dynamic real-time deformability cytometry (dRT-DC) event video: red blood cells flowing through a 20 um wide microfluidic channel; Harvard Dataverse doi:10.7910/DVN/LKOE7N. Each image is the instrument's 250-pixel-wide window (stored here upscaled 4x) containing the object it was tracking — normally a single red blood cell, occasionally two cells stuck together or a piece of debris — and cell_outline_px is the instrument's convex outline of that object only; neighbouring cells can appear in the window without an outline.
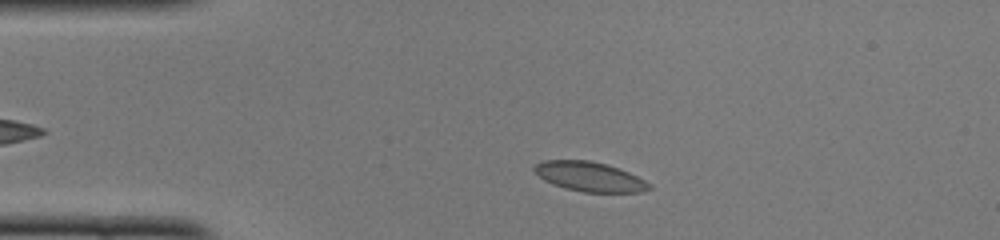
{"species": "common noctule bat (a hibernating species)", "species_latin": "Nyctalus noctula", "temperature_condition": "cold", "stored_images_in_passage": 39, "camera_frame_rate_fps": 3000, "um_per_image_px": 0.085, "animal": {"sex": "female", "body_mass_g": 22.0, "forearm_length_mm": 56.7}, "frame": {"image": 1, "passage_image": 5, "time_ms": 1.333, "image_size_px": [1000, 240], "cell_outline_px": [[652, 188], [640, 192], [584, 192], [564, 188], [552, 184], [544, 180], [532, 168], [536, 164], [544, 160], [588, 160], [604, 164], [628, 172], [652, 184]], "centroid_in_image_um": [50.1, 15.02], "position_along_channel_um": 34.9, "area_um2": 19.59}}
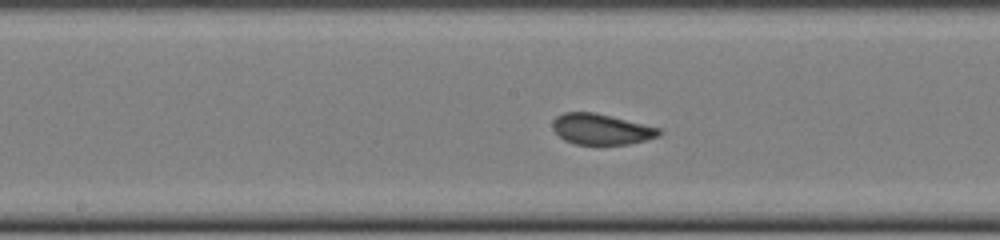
{"frame": {"image": 2, "passage_image": 20, "time_ms": 6.333, "image_size_px": [1000, 240], "cell_outline_px": [[664, 132], [660, 136], [628, 144], [576, 144], [564, 140], [552, 128], [552, 120], [556, 116], [564, 112], [596, 112], [660, 128]], "centroid_in_image_um": [51.11, 10.97], "position_along_channel_um": 197.1, "area_um2": 19.13}}
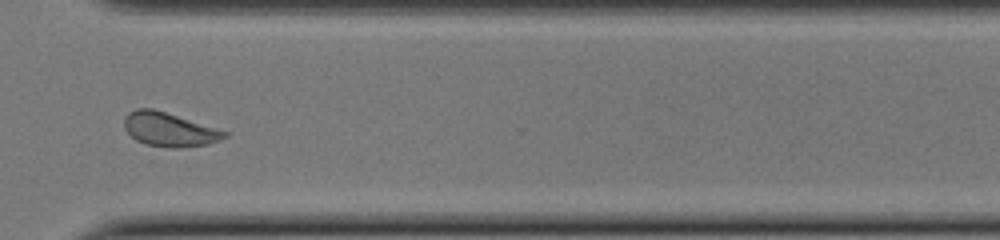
{"frame": {"image": 3, "passage_image": 32, "time_ms": 10.333, "image_size_px": [1000, 240], "cell_outline_px": [[228, 136], [220, 140], [208, 144], [180, 148], [168, 148], [144, 144], [136, 140], [124, 128], [124, 116], [128, 112], [136, 108], [152, 108], [228, 132]], "centroid_in_image_um": [14.35, 11.02], "position_along_channel_um": 356.2, "area_um2": 19.77}, "authors_computed_cell_mechanics": {"area_um2": 19.3052, "velocity_mm_per_s": 3.9591, "shape_relaxation_time_tau1_ms": 3.6188, "shape_relaxation_time_tau2_ms": 1.2515, "deformation_change_tau1": 0.0757, "deformation_change_tau2": 0.0463}}